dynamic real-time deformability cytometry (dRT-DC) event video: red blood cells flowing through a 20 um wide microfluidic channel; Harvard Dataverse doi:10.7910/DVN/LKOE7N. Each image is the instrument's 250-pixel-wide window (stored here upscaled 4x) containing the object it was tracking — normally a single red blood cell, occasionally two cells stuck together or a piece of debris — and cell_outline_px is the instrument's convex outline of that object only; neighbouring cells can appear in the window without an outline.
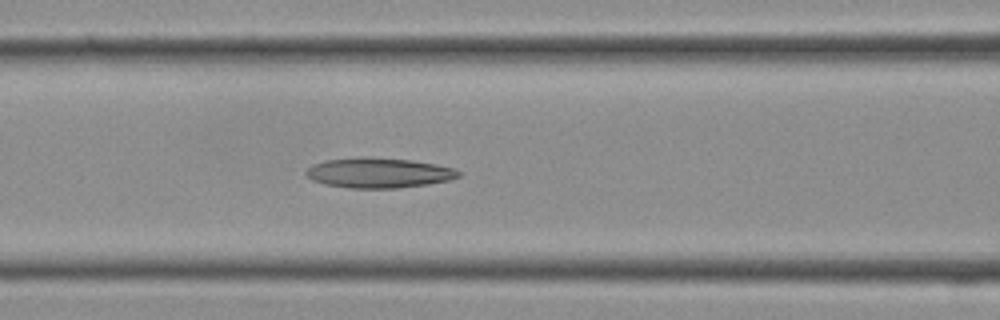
{"species": "Egyptian fruit bat (a non-hibernating species)", "species_latin": "Rousettus aegyptiacus", "temperature_condition": "cold", "stored_images_in_passage": 16, "camera_frame_rate_fps": 3000, "um_per_image_px": 0.085, "frame": {"image": 1, "passage_image": 12, "time_ms": 3.667, "image_size_px": [1000, 320], "cell_outline_px": [[460, 176], [448, 180], [428, 184], [396, 188], [348, 188], [324, 184], [312, 180], [304, 172], [312, 164], [324, 160], [360, 156], [372, 156], [412, 160], [436, 164], [456, 168], [460, 172]], "centroid_in_image_um": [32.17, 14.67], "position_along_channel_um": 134.4, "area_um2": 27.11}}
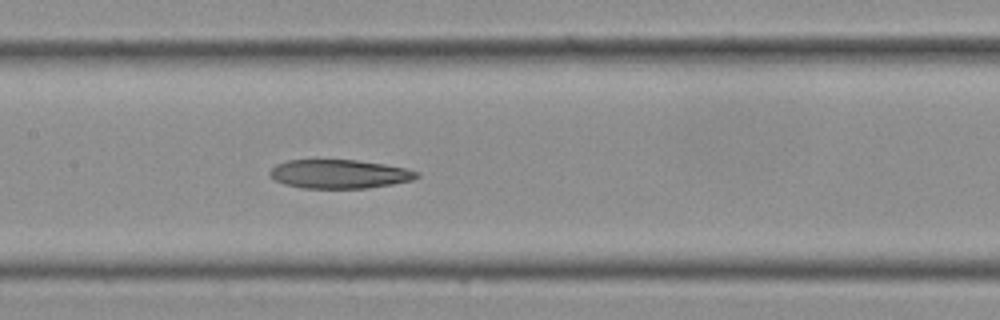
{"frame": {"image": 2, "passage_image": 14, "time_ms": 4.333, "image_size_px": [1000, 320], "cell_outline_px": [[420, 176], [412, 180], [392, 184], [368, 188], [300, 188], [284, 184], [272, 180], [268, 172], [276, 164], [288, 160], [356, 160], [384, 164], [404, 168], [420, 172]], "centroid_in_image_um": [28.81, 14.79], "position_along_channel_um": 178.6, "area_um2": 24.8}}
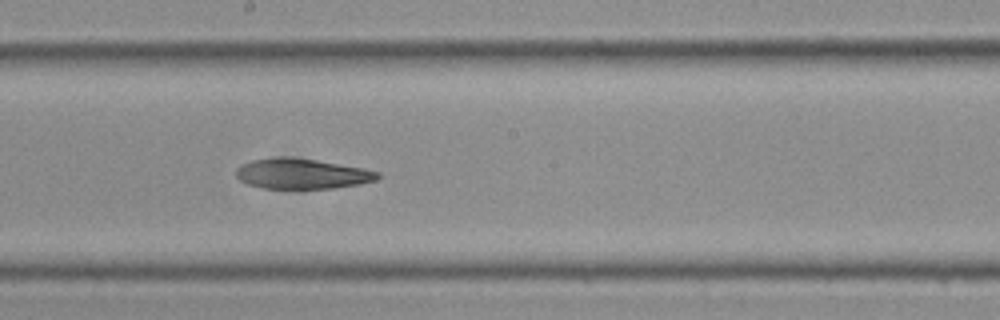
{"frame": {"image": 3, "passage_image": 16, "time_ms": 5.0, "image_size_px": [1000, 320], "cell_outline_px": [[380, 176], [376, 180], [360, 184], [336, 188], [264, 188], [248, 184], [240, 180], [236, 176], [236, 168], [240, 164], [252, 160], [276, 156], [284, 156], [316, 160], [364, 168], [380, 172]], "centroid_in_image_um": [25.65, 14.76], "position_along_channel_um": 222.5, "area_um2": 25.09}}